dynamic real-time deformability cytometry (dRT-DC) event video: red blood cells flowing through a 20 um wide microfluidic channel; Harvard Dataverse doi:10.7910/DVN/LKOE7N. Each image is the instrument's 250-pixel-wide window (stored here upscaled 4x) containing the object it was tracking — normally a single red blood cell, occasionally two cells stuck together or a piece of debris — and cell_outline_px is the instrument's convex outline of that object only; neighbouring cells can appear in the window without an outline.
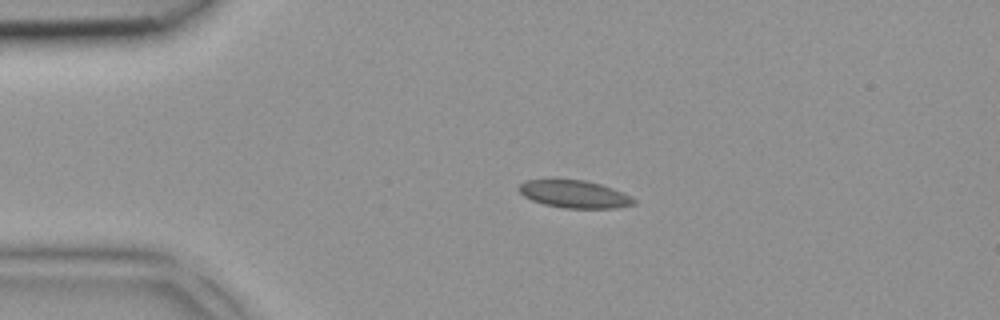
{"species": "common noctule bat (a hibernating species)", "species_latin": "Nyctalus noctula", "temperature_condition": "room temperature", "stored_images_in_passage": 2, "camera_frame_rate_fps": 3000, "um_per_image_px": 0.085, "animal": {"sex": "female", "body_mass_g": 18.4}, "frame": {"image": 1, "passage_image": 1, "time_ms": 0.0, "image_size_px": [1000, 320], "cell_outline_px": [[636, 204], [616, 208], [564, 208], [544, 204], [532, 200], [524, 196], [520, 192], [520, 184], [524, 180], [584, 180], [600, 184], [612, 188], [632, 196], [636, 200]], "centroid_in_image_um": [48.87, 16.51], "position_along_channel_um": 36.1, "area_um2": 18.32}}